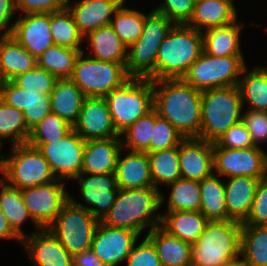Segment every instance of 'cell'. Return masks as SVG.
<instances>
[{
    "label": "cell",
    "instance_id": "obj_1",
    "mask_svg": "<svg viewBox=\"0 0 267 266\" xmlns=\"http://www.w3.org/2000/svg\"><path fill=\"white\" fill-rule=\"evenodd\" d=\"M202 91L182 78L153 81V108L184 138H199Z\"/></svg>",
    "mask_w": 267,
    "mask_h": 266
},
{
    "label": "cell",
    "instance_id": "obj_2",
    "mask_svg": "<svg viewBox=\"0 0 267 266\" xmlns=\"http://www.w3.org/2000/svg\"><path fill=\"white\" fill-rule=\"evenodd\" d=\"M161 191L155 187L119 189L114 204L101 222L107 226L124 228L140 236L160 226ZM158 211V212H157Z\"/></svg>",
    "mask_w": 267,
    "mask_h": 266
},
{
    "label": "cell",
    "instance_id": "obj_3",
    "mask_svg": "<svg viewBox=\"0 0 267 266\" xmlns=\"http://www.w3.org/2000/svg\"><path fill=\"white\" fill-rule=\"evenodd\" d=\"M202 52V32L175 24L159 46L155 80L182 78Z\"/></svg>",
    "mask_w": 267,
    "mask_h": 266
},
{
    "label": "cell",
    "instance_id": "obj_4",
    "mask_svg": "<svg viewBox=\"0 0 267 266\" xmlns=\"http://www.w3.org/2000/svg\"><path fill=\"white\" fill-rule=\"evenodd\" d=\"M241 227L235 220L209 221L192 245V266H223L239 258Z\"/></svg>",
    "mask_w": 267,
    "mask_h": 266
},
{
    "label": "cell",
    "instance_id": "obj_5",
    "mask_svg": "<svg viewBox=\"0 0 267 266\" xmlns=\"http://www.w3.org/2000/svg\"><path fill=\"white\" fill-rule=\"evenodd\" d=\"M243 110L238 85L202 91L199 138L216 142L231 126L242 121Z\"/></svg>",
    "mask_w": 267,
    "mask_h": 266
},
{
    "label": "cell",
    "instance_id": "obj_6",
    "mask_svg": "<svg viewBox=\"0 0 267 266\" xmlns=\"http://www.w3.org/2000/svg\"><path fill=\"white\" fill-rule=\"evenodd\" d=\"M151 10L145 17L141 36L128 47L126 71L132 78L154 81L159 46L175 24L165 15Z\"/></svg>",
    "mask_w": 267,
    "mask_h": 266
},
{
    "label": "cell",
    "instance_id": "obj_7",
    "mask_svg": "<svg viewBox=\"0 0 267 266\" xmlns=\"http://www.w3.org/2000/svg\"><path fill=\"white\" fill-rule=\"evenodd\" d=\"M9 150L3 155L1 174L9 186L25 189L57 180L38 148L25 143L12 145Z\"/></svg>",
    "mask_w": 267,
    "mask_h": 266
},
{
    "label": "cell",
    "instance_id": "obj_8",
    "mask_svg": "<svg viewBox=\"0 0 267 266\" xmlns=\"http://www.w3.org/2000/svg\"><path fill=\"white\" fill-rule=\"evenodd\" d=\"M104 98L116 131L121 134L153 109V81L131 77Z\"/></svg>",
    "mask_w": 267,
    "mask_h": 266
},
{
    "label": "cell",
    "instance_id": "obj_9",
    "mask_svg": "<svg viewBox=\"0 0 267 266\" xmlns=\"http://www.w3.org/2000/svg\"><path fill=\"white\" fill-rule=\"evenodd\" d=\"M85 53L83 50L77 56L70 79L86 97H105L131 78L123 64L100 61Z\"/></svg>",
    "mask_w": 267,
    "mask_h": 266
},
{
    "label": "cell",
    "instance_id": "obj_10",
    "mask_svg": "<svg viewBox=\"0 0 267 266\" xmlns=\"http://www.w3.org/2000/svg\"><path fill=\"white\" fill-rule=\"evenodd\" d=\"M244 60V56L217 57L202 52L182 79L200 91L237 86L247 66Z\"/></svg>",
    "mask_w": 267,
    "mask_h": 266
},
{
    "label": "cell",
    "instance_id": "obj_11",
    "mask_svg": "<svg viewBox=\"0 0 267 266\" xmlns=\"http://www.w3.org/2000/svg\"><path fill=\"white\" fill-rule=\"evenodd\" d=\"M98 223L99 220L87 209L75 205L69 199L48 229L69 254L74 256L91 248Z\"/></svg>",
    "mask_w": 267,
    "mask_h": 266
},
{
    "label": "cell",
    "instance_id": "obj_12",
    "mask_svg": "<svg viewBox=\"0 0 267 266\" xmlns=\"http://www.w3.org/2000/svg\"><path fill=\"white\" fill-rule=\"evenodd\" d=\"M214 173L224 179L238 176L267 177V153L261 147L230 149L213 143Z\"/></svg>",
    "mask_w": 267,
    "mask_h": 266
},
{
    "label": "cell",
    "instance_id": "obj_13",
    "mask_svg": "<svg viewBox=\"0 0 267 266\" xmlns=\"http://www.w3.org/2000/svg\"><path fill=\"white\" fill-rule=\"evenodd\" d=\"M85 142L72 129L61 140L31 146L38 148L42 153L57 179L72 181L81 173Z\"/></svg>",
    "mask_w": 267,
    "mask_h": 266
},
{
    "label": "cell",
    "instance_id": "obj_14",
    "mask_svg": "<svg viewBox=\"0 0 267 266\" xmlns=\"http://www.w3.org/2000/svg\"><path fill=\"white\" fill-rule=\"evenodd\" d=\"M66 181L57 179L47 184L21 189L24 204L40 228H48L69 200Z\"/></svg>",
    "mask_w": 267,
    "mask_h": 266
},
{
    "label": "cell",
    "instance_id": "obj_15",
    "mask_svg": "<svg viewBox=\"0 0 267 266\" xmlns=\"http://www.w3.org/2000/svg\"><path fill=\"white\" fill-rule=\"evenodd\" d=\"M73 180L78 182L79 195L86 205L76 200L73 195H69V199L75 205L87 209L96 219L101 221L114 204L119 190L115 173H80Z\"/></svg>",
    "mask_w": 267,
    "mask_h": 266
},
{
    "label": "cell",
    "instance_id": "obj_16",
    "mask_svg": "<svg viewBox=\"0 0 267 266\" xmlns=\"http://www.w3.org/2000/svg\"><path fill=\"white\" fill-rule=\"evenodd\" d=\"M141 237L137 232L124 228H115L99 221L91 244L93 253L105 266H118L126 263L129 251Z\"/></svg>",
    "mask_w": 267,
    "mask_h": 266
},
{
    "label": "cell",
    "instance_id": "obj_17",
    "mask_svg": "<svg viewBox=\"0 0 267 266\" xmlns=\"http://www.w3.org/2000/svg\"><path fill=\"white\" fill-rule=\"evenodd\" d=\"M72 129L85 141L120 137L104 97H86Z\"/></svg>",
    "mask_w": 267,
    "mask_h": 266
},
{
    "label": "cell",
    "instance_id": "obj_18",
    "mask_svg": "<svg viewBox=\"0 0 267 266\" xmlns=\"http://www.w3.org/2000/svg\"><path fill=\"white\" fill-rule=\"evenodd\" d=\"M32 266H73V256L48 228H40L22 239Z\"/></svg>",
    "mask_w": 267,
    "mask_h": 266
},
{
    "label": "cell",
    "instance_id": "obj_19",
    "mask_svg": "<svg viewBox=\"0 0 267 266\" xmlns=\"http://www.w3.org/2000/svg\"><path fill=\"white\" fill-rule=\"evenodd\" d=\"M11 35L35 58L55 45L50 30V13L20 14Z\"/></svg>",
    "mask_w": 267,
    "mask_h": 266
},
{
    "label": "cell",
    "instance_id": "obj_20",
    "mask_svg": "<svg viewBox=\"0 0 267 266\" xmlns=\"http://www.w3.org/2000/svg\"><path fill=\"white\" fill-rule=\"evenodd\" d=\"M181 178L202 181L214 173L213 143L200 138H184L179 144Z\"/></svg>",
    "mask_w": 267,
    "mask_h": 266
},
{
    "label": "cell",
    "instance_id": "obj_21",
    "mask_svg": "<svg viewBox=\"0 0 267 266\" xmlns=\"http://www.w3.org/2000/svg\"><path fill=\"white\" fill-rule=\"evenodd\" d=\"M0 99L23 112L30 130L51 112L49 94L28 91L12 81L5 82Z\"/></svg>",
    "mask_w": 267,
    "mask_h": 266
},
{
    "label": "cell",
    "instance_id": "obj_22",
    "mask_svg": "<svg viewBox=\"0 0 267 266\" xmlns=\"http://www.w3.org/2000/svg\"><path fill=\"white\" fill-rule=\"evenodd\" d=\"M123 4L122 0H77L68 4L80 34L85 37L111 20Z\"/></svg>",
    "mask_w": 267,
    "mask_h": 266
},
{
    "label": "cell",
    "instance_id": "obj_23",
    "mask_svg": "<svg viewBox=\"0 0 267 266\" xmlns=\"http://www.w3.org/2000/svg\"><path fill=\"white\" fill-rule=\"evenodd\" d=\"M122 148L120 137L87 140L83 152L81 173H115L117 159Z\"/></svg>",
    "mask_w": 267,
    "mask_h": 266
},
{
    "label": "cell",
    "instance_id": "obj_24",
    "mask_svg": "<svg viewBox=\"0 0 267 266\" xmlns=\"http://www.w3.org/2000/svg\"><path fill=\"white\" fill-rule=\"evenodd\" d=\"M124 149L119 153L116 165V180L119 189H139L154 187L148 154L146 152L130 151L123 157Z\"/></svg>",
    "mask_w": 267,
    "mask_h": 266
},
{
    "label": "cell",
    "instance_id": "obj_25",
    "mask_svg": "<svg viewBox=\"0 0 267 266\" xmlns=\"http://www.w3.org/2000/svg\"><path fill=\"white\" fill-rule=\"evenodd\" d=\"M264 178L238 176L227 178L225 182V203L228 220L243 223L248 217L258 183Z\"/></svg>",
    "mask_w": 267,
    "mask_h": 266
},
{
    "label": "cell",
    "instance_id": "obj_26",
    "mask_svg": "<svg viewBox=\"0 0 267 266\" xmlns=\"http://www.w3.org/2000/svg\"><path fill=\"white\" fill-rule=\"evenodd\" d=\"M233 0H196L193 14L187 26L204 32L225 26L238 18Z\"/></svg>",
    "mask_w": 267,
    "mask_h": 266
},
{
    "label": "cell",
    "instance_id": "obj_27",
    "mask_svg": "<svg viewBox=\"0 0 267 266\" xmlns=\"http://www.w3.org/2000/svg\"><path fill=\"white\" fill-rule=\"evenodd\" d=\"M87 55L100 61L121 63L126 67L128 47L120 40L112 26H101L84 37Z\"/></svg>",
    "mask_w": 267,
    "mask_h": 266
},
{
    "label": "cell",
    "instance_id": "obj_28",
    "mask_svg": "<svg viewBox=\"0 0 267 266\" xmlns=\"http://www.w3.org/2000/svg\"><path fill=\"white\" fill-rule=\"evenodd\" d=\"M245 23L238 19L231 24L208 29L202 32L203 52L217 57L244 56L240 35Z\"/></svg>",
    "mask_w": 267,
    "mask_h": 266
},
{
    "label": "cell",
    "instance_id": "obj_29",
    "mask_svg": "<svg viewBox=\"0 0 267 266\" xmlns=\"http://www.w3.org/2000/svg\"><path fill=\"white\" fill-rule=\"evenodd\" d=\"M161 213L160 227L169 235L193 245L209 220L200 211H166Z\"/></svg>",
    "mask_w": 267,
    "mask_h": 266
},
{
    "label": "cell",
    "instance_id": "obj_30",
    "mask_svg": "<svg viewBox=\"0 0 267 266\" xmlns=\"http://www.w3.org/2000/svg\"><path fill=\"white\" fill-rule=\"evenodd\" d=\"M145 236L157 250L162 266H192V245L169 235L160 226L153 228Z\"/></svg>",
    "mask_w": 267,
    "mask_h": 266
},
{
    "label": "cell",
    "instance_id": "obj_31",
    "mask_svg": "<svg viewBox=\"0 0 267 266\" xmlns=\"http://www.w3.org/2000/svg\"><path fill=\"white\" fill-rule=\"evenodd\" d=\"M85 98L84 93L70 78L57 79L50 94L51 112L73 126Z\"/></svg>",
    "mask_w": 267,
    "mask_h": 266
},
{
    "label": "cell",
    "instance_id": "obj_32",
    "mask_svg": "<svg viewBox=\"0 0 267 266\" xmlns=\"http://www.w3.org/2000/svg\"><path fill=\"white\" fill-rule=\"evenodd\" d=\"M37 66V59L12 35L0 36V69L6 81Z\"/></svg>",
    "mask_w": 267,
    "mask_h": 266
},
{
    "label": "cell",
    "instance_id": "obj_33",
    "mask_svg": "<svg viewBox=\"0 0 267 266\" xmlns=\"http://www.w3.org/2000/svg\"><path fill=\"white\" fill-rule=\"evenodd\" d=\"M243 108L267 111V68L256 66L251 71L246 66L239 80ZM246 105V106H245Z\"/></svg>",
    "mask_w": 267,
    "mask_h": 266
},
{
    "label": "cell",
    "instance_id": "obj_34",
    "mask_svg": "<svg viewBox=\"0 0 267 266\" xmlns=\"http://www.w3.org/2000/svg\"><path fill=\"white\" fill-rule=\"evenodd\" d=\"M0 210L6 216L10 227L23 239L28 233L21 228L28 219L33 222L35 230L40 227L32 220L21 194V189L9 186L3 179H0Z\"/></svg>",
    "mask_w": 267,
    "mask_h": 266
},
{
    "label": "cell",
    "instance_id": "obj_35",
    "mask_svg": "<svg viewBox=\"0 0 267 266\" xmlns=\"http://www.w3.org/2000/svg\"><path fill=\"white\" fill-rule=\"evenodd\" d=\"M200 212L209 220H228L225 181L213 173L200 181Z\"/></svg>",
    "mask_w": 267,
    "mask_h": 266
},
{
    "label": "cell",
    "instance_id": "obj_36",
    "mask_svg": "<svg viewBox=\"0 0 267 266\" xmlns=\"http://www.w3.org/2000/svg\"><path fill=\"white\" fill-rule=\"evenodd\" d=\"M166 187L171 189L169 197L161 191V206L167 203L166 211H200L199 181L180 178ZM166 197H168L167 200Z\"/></svg>",
    "mask_w": 267,
    "mask_h": 266
},
{
    "label": "cell",
    "instance_id": "obj_37",
    "mask_svg": "<svg viewBox=\"0 0 267 266\" xmlns=\"http://www.w3.org/2000/svg\"><path fill=\"white\" fill-rule=\"evenodd\" d=\"M149 164L151 178L154 187L160 190L159 186H168L181 178L179 167V146L163 149L156 152H149Z\"/></svg>",
    "mask_w": 267,
    "mask_h": 266
},
{
    "label": "cell",
    "instance_id": "obj_38",
    "mask_svg": "<svg viewBox=\"0 0 267 266\" xmlns=\"http://www.w3.org/2000/svg\"><path fill=\"white\" fill-rule=\"evenodd\" d=\"M240 257L248 266H267V225H242Z\"/></svg>",
    "mask_w": 267,
    "mask_h": 266
},
{
    "label": "cell",
    "instance_id": "obj_39",
    "mask_svg": "<svg viewBox=\"0 0 267 266\" xmlns=\"http://www.w3.org/2000/svg\"><path fill=\"white\" fill-rule=\"evenodd\" d=\"M83 50L53 45L36 58L37 66L47 70L57 79L70 78L75 60Z\"/></svg>",
    "mask_w": 267,
    "mask_h": 266
},
{
    "label": "cell",
    "instance_id": "obj_40",
    "mask_svg": "<svg viewBox=\"0 0 267 266\" xmlns=\"http://www.w3.org/2000/svg\"><path fill=\"white\" fill-rule=\"evenodd\" d=\"M30 132L23 112L0 99V146H4V140H9L10 146L25 144Z\"/></svg>",
    "mask_w": 267,
    "mask_h": 266
},
{
    "label": "cell",
    "instance_id": "obj_41",
    "mask_svg": "<svg viewBox=\"0 0 267 266\" xmlns=\"http://www.w3.org/2000/svg\"><path fill=\"white\" fill-rule=\"evenodd\" d=\"M126 3L118 8L115 12L111 26L120 40L129 47L135 43L141 36L144 28L146 13L139 11L136 8L131 9L125 6Z\"/></svg>",
    "mask_w": 267,
    "mask_h": 266
},
{
    "label": "cell",
    "instance_id": "obj_42",
    "mask_svg": "<svg viewBox=\"0 0 267 266\" xmlns=\"http://www.w3.org/2000/svg\"><path fill=\"white\" fill-rule=\"evenodd\" d=\"M50 30L55 45L72 49H84V37L75 24L73 15L67 9L50 13Z\"/></svg>",
    "mask_w": 267,
    "mask_h": 266
},
{
    "label": "cell",
    "instance_id": "obj_43",
    "mask_svg": "<svg viewBox=\"0 0 267 266\" xmlns=\"http://www.w3.org/2000/svg\"><path fill=\"white\" fill-rule=\"evenodd\" d=\"M155 127V109L137 119L121 134L122 147L125 150L149 153L150 141Z\"/></svg>",
    "mask_w": 267,
    "mask_h": 266
},
{
    "label": "cell",
    "instance_id": "obj_44",
    "mask_svg": "<svg viewBox=\"0 0 267 266\" xmlns=\"http://www.w3.org/2000/svg\"><path fill=\"white\" fill-rule=\"evenodd\" d=\"M72 126L55 113H48L30 132L29 145H43L51 141L61 140Z\"/></svg>",
    "mask_w": 267,
    "mask_h": 266
},
{
    "label": "cell",
    "instance_id": "obj_45",
    "mask_svg": "<svg viewBox=\"0 0 267 266\" xmlns=\"http://www.w3.org/2000/svg\"><path fill=\"white\" fill-rule=\"evenodd\" d=\"M18 87L32 92L51 94L57 78L47 70L36 66L11 80Z\"/></svg>",
    "mask_w": 267,
    "mask_h": 266
},
{
    "label": "cell",
    "instance_id": "obj_46",
    "mask_svg": "<svg viewBox=\"0 0 267 266\" xmlns=\"http://www.w3.org/2000/svg\"><path fill=\"white\" fill-rule=\"evenodd\" d=\"M184 137L165 118L159 116L155 110V127L153 139L150 141L149 152H156L179 146Z\"/></svg>",
    "mask_w": 267,
    "mask_h": 266
},
{
    "label": "cell",
    "instance_id": "obj_47",
    "mask_svg": "<svg viewBox=\"0 0 267 266\" xmlns=\"http://www.w3.org/2000/svg\"><path fill=\"white\" fill-rule=\"evenodd\" d=\"M153 7L156 12L165 15L174 24H187L192 17L196 0H162Z\"/></svg>",
    "mask_w": 267,
    "mask_h": 266
},
{
    "label": "cell",
    "instance_id": "obj_48",
    "mask_svg": "<svg viewBox=\"0 0 267 266\" xmlns=\"http://www.w3.org/2000/svg\"><path fill=\"white\" fill-rule=\"evenodd\" d=\"M244 111L242 122L251 134L254 145L262 148V145L267 143V111L249 110L248 108Z\"/></svg>",
    "mask_w": 267,
    "mask_h": 266
},
{
    "label": "cell",
    "instance_id": "obj_49",
    "mask_svg": "<svg viewBox=\"0 0 267 266\" xmlns=\"http://www.w3.org/2000/svg\"><path fill=\"white\" fill-rule=\"evenodd\" d=\"M134 244L126 260L127 266H162L153 243L146 237ZM138 243V244H137Z\"/></svg>",
    "mask_w": 267,
    "mask_h": 266
},
{
    "label": "cell",
    "instance_id": "obj_50",
    "mask_svg": "<svg viewBox=\"0 0 267 266\" xmlns=\"http://www.w3.org/2000/svg\"><path fill=\"white\" fill-rule=\"evenodd\" d=\"M242 225H267V177L259 181L250 213Z\"/></svg>",
    "mask_w": 267,
    "mask_h": 266
},
{
    "label": "cell",
    "instance_id": "obj_51",
    "mask_svg": "<svg viewBox=\"0 0 267 266\" xmlns=\"http://www.w3.org/2000/svg\"><path fill=\"white\" fill-rule=\"evenodd\" d=\"M215 143L219 147L230 149H242L255 146L251 134L248 132L245 124L242 121L231 126L216 140Z\"/></svg>",
    "mask_w": 267,
    "mask_h": 266
},
{
    "label": "cell",
    "instance_id": "obj_52",
    "mask_svg": "<svg viewBox=\"0 0 267 266\" xmlns=\"http://www.w3.org/2000/svg\"><path fill=\"white\" fill-rule=\"evenodd\" d=\"M72 0H15L19 14L51 13L68 8Z\"/></svg>",
    "mask_w": 267,
    "mask_h": 266
},
{
    "label": "cell",
    "instance_id": "obj_53",
    "mask_svg": "<svg viewBox=\"0 0 267 266\" xmlns=\"http://www.w3.org/2000/svg\"><path fill=\"white\" fill-rule=\"evenodd\" d=\"M17 13L15 0H0V36L11 35L14 28L12 21Z\"/></svg>",
    "mask_w": 267,
    "mask_h": 266
},
{
    "label": "cell",
    "instance_id": "obj_54",
    "mask_svg": "<svg viewBox=\"0 0 267 266\" xmlns=\"http://www.w3.org/2000/svg\"><path fill=\"white\" fill-rule=\"evenodd\" d=\"M73 266H105V264L99 260L90 248L73 256Z\"/></svg>",
    "mask_w": 267,
    "mask_h": 266
},
{
    "label": "cell",
    "instance_id": "obj_55",
    "mask_svg": "<svg viewBox=\"0 0 267 266\" xmlns=\"http://www.w3.org/2000/svg\"><path fill=\"white\" fill-rule=\"evenodd\" d=\"M0 239H14L22 244V239L10 227L6 216L0 210Z\"/></svg>",
    "mask_w": 267,
    "mask_h": 266
},
{
    "label": "cell",
    "instance_id": "obj_56",
    "mask_svg": "<svg viewBox=\"0 0 267 266\" xmlns=\"http://www.w3.org/2000/svg\"><path fill=\"white\" fill-rule=\"evenodd\" d=\"M223 266H248L241 257L233 260V261H230L226 264H224Z\"/></svg>",
    "mask_w": 267,
    "mask_h": 266
},
{
    "label": "cell",
    "instance_id": "obj_57",
    "mask_svg": "<svg viewBox=\"0 0 267 266\" xmlns=\"http://www.w3.org/2000/svg\"><path fill=\"white\" fill-rule=\"evenodd\" d=\"M5 82H6V80L3 77V74H2L1 69H0V97H1L2 90H3Z\"/></svg>",
    "mask_w": 267,
    "mask_h": 266
},
{
    "label": "cell",
    "instance_id": "obj_58",
    "mask_svg": "<svg viewBox=\"0 0 267 266\" xmlns=\"http://www.w3.org/2000/svg\"><path fill=\"white\" fill-rule=\"evenodd\" d=\"M2 148L3 147L0 146V178H1V174H2V161H3V154H1Z\"/></svg>",
    "mask_w": 267,
    "mask_h": 266
}]
</instances>
